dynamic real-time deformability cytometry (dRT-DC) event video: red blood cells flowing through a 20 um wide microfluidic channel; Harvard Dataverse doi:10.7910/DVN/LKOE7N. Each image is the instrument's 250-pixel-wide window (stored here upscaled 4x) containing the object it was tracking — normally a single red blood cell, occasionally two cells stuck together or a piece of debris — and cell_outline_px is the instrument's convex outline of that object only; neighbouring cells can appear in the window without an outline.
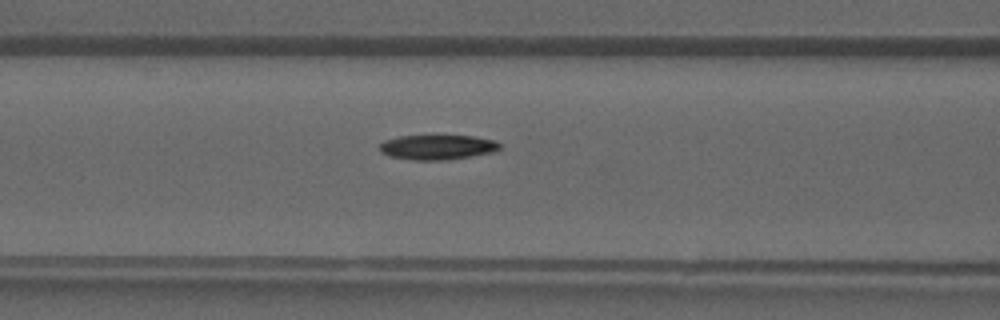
{"species": "common noctule bat (a hibernating species)", "species_latin": "Nyctalus noctula", "temperature_condition": "warm", "stored_images_in_passage": 38, "camera_frame_rate_fps": 3000, "um_per_image_px": 0.085, "animal": {"sex": "male", "forearm_length_mm": 52.5}, "frame": {"image": 1, "passage_image": 15, "time_ms": 4.667, "image_size_px": [1000, 320], "cell_outline_px": [[500, 148], [496, 152], [448, 160], [412, 160], [388, 156], [380, 152], [380, 144], [384, 140], [400, 136], [476, 136], [496, 140], [500, 144]], "centroid_in_image_um": [37.21, 12.52], "position_along_channel_um": 129.4, "area_um2": 17.57}}
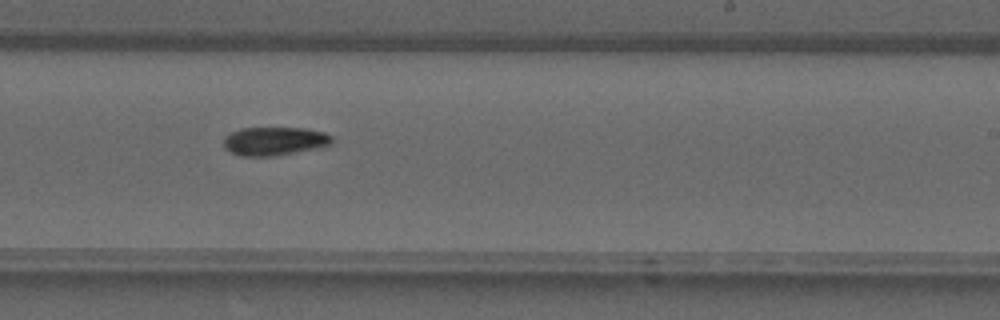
{"frame": {"image": 2, "passage_image": 23, "time_ms": 7.333, "image_size_px": [1000, 320], "cell_outline_px": [[332, 144], [276, 156], [240, 156], [224, 148], [224, 136], [228, 132], [240, 128], [304, 128], [324, 132], [332, 136]], "centroid_in_image_um": [23.27, 11.98], "position_along_channel_um": 265.7, "area_um2": 17.98}}
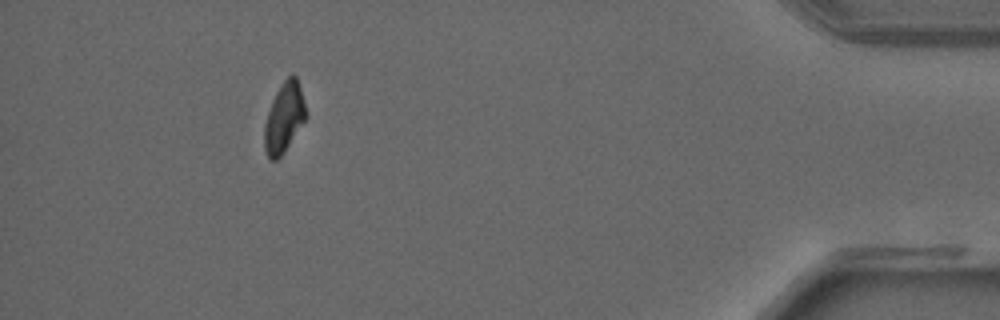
{"frame": {"image": 3, "passage_image": 35, "time_ms": 11.333, "image_size_px": [1000, 320], "cell_outline_px": [[308, 116], [284, 152], [276, 160], [272, 160], [268, 156], [264, 148], [264, 124], [272, 100], [280, 84], [292, 72], [296, 76], [308, 112]], "centroid_in_image_um": [24.16, 9.97], "position_along_channel_um": 411.0, "area_um2": 16.99}}